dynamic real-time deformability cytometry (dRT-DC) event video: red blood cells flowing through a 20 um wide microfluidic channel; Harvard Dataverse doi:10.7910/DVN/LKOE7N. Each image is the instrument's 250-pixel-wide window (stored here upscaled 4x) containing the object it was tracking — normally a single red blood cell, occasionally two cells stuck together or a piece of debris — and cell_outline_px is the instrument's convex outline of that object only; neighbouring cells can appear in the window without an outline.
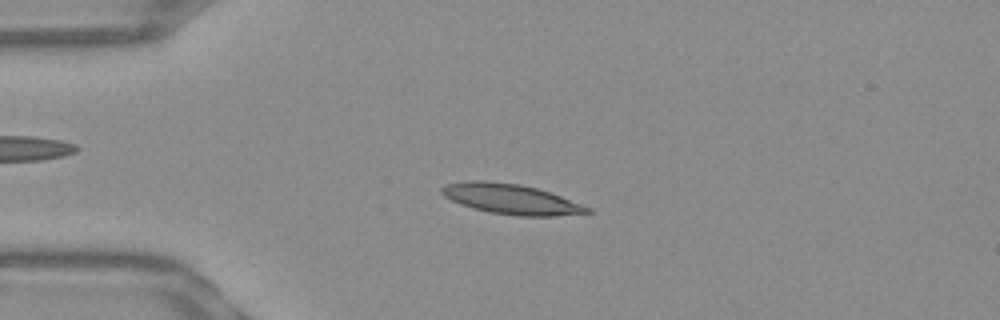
{"species": "Egyptian fruit bat (a non-hibernating species)", "species_latin": "Rousettus aegyptiacus", "temperature_condition": "warm", "stored_images_in_passage": 47, "camera_frame_rate_fps": 3000, "um_per_image_px": 0.085, "frame": {"image": 1, "passage_image": 8, "time_ms": 2.333, "image_size_px": [1000, 320], "cell_outline_px": [[592, 212], [552, 216], [516, 216], [488, 212], [460, 204], [444, 196], [440, 192], [440, 188], [448, 184], [468, 180], [484, 180], [520, 184], [536, 188], [560, 196], [592, 208]], "centroid_in_image_um": [43.41, 16.92], "position_along_channel_um": 41.6, "area_um2": 25.43}}
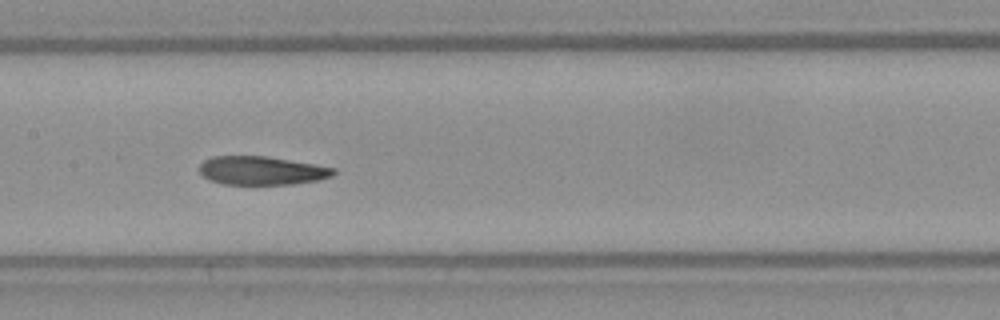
{"frame": {"image": 2, "passage_image": 21, "time_ms": 6.667, "image_size_px": [1000, 320], "cell_outline_px": [[336, 172], [332, 176], [316, 180], [292, 184], [224, 184], [212, 180], [204, 176], [200, 172], [200, 164], [204, 160], [212, 156], [268, 156], [316, 164], [336, 168]], "centroid_in_image_um": [22.27, 14.48], "position_along_channel_um": 185.1, "area_um2": 22.25}}
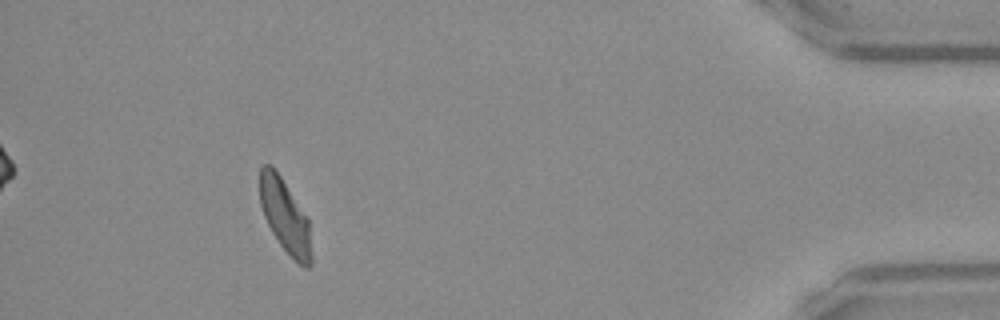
{"frame": {"image": 3, "passage_image": 43, "time_ms": 14.0, "image_size_px": [1000, 320], "cell_outline_px": [[312, 264], [308, 268], [304, 268], [280, 244], [272, 232], [264, 216], [260, 204], [260, 168], [264, 164], [272, 164], [308, 216], [312, 256]], "centroid_in_image_um": [24.24, 18.35], "position_along_channel_um": 411.0, "area_um2": 22.08}, "authors_computed_cell_mechanics": {"area_um2": 23.5246, "velocity_mm_per_s": 3.887, "shape_relaxation_time_tau1_ms": null, "shape_relaxation_time_tau2_ms": 3.7086, "deformation_change_tau1": null, "deformation_change_tau2": 0.1112}}